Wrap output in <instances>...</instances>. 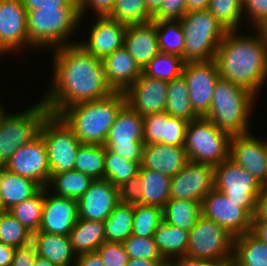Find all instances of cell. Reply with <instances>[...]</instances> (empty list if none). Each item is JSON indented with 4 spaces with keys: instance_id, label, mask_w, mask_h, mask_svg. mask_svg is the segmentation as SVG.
<instances>
[{
    "instance_id": "277c9868",
    "label": "cell",
    "mask_w": 267,
    "mask_h": 266,
    "mask_svg": "<svg viewBox=\"0 0 267 266\" xmlns=\"http://www.w3.org/2000/svg\"><path fill=\"white\" fill-rule=\"evenodd\" d=\"M80 22L79 5L27 11L29 44L34 50L36 48L42 50L45 47L51 48L52 46V49H56L61 46L75 44L76 41L73 42L68 38L77 30Z\"/></svg>"
},
{
    "instance_id": "ac0fdd59",
    "label": "cell",
    "mask_w": 267,
    "mask_h": 266,
    "mask_svg": "<svg viewBox=\"0 0 267 266\" xmlns=\"http://www.w3.org/2000/svg\"><path fill=\"white\" fill-rule=\"evenodd\" d=\"M229 158L267 186V141L249 133L231 135Z\"/></svg>"
},
{
    "instance_id": "484cf974",
    "label": "cell",
    "mask_w": 267,
    "mask_h": 266,
    "mask_svg": "<svg viewBox=\"0 0 267 266\" xmlns=\"http://www.w3.org/2000/svg\"><path fill=\"white\" fill-rule=\"evenodd\" d=\"M105 78L113 92H125L141 75L134 58L122 47L102 60Z\"/></svg>"
},
{
    "instance_id": "6f0895ef",
    "label": "cell",
    "mask_w": 267,
    "mask_h": 266,
    "mask_svg": "<svg viewBox=\"0 0 267 266\" xmlns=\"http://www.w3.org/2000/svg\"><path fill=\"white\" fill-rule=\"evenodd\" d=\"M215 263L208 260L190 258L188 256H180L172 259L168 266H213Z\"/></svg>"
},
{
    "instance_id": "74e56055",
    "label": "cell",
    "mask_w": 267,
    "mask_h": 266,
    "mask_svg": "<svg viewBox=\"0 0 267 266\" xmlns=\"http://www.w3.org/2000/svg\"><path fill=\"white\" fill-rule=\"evenodd\" d=\"M44 201L45 187H42L34 196L14 205L8 212L34 233L39 231Z\"/></svg>"
},
{
    "instance_id": "7bdbcfd3",
    "label": "cell",
    "mask_w": 267,
    "mask_h": 266,
    "mask_svg": "<svg viewBox=\"0 0 267 266\" xmlns=\"http://www.w3.org/2000/svg\"><path fill=\"white\" fill-rule=\"evenodd\" d=\"M163 221V209L151 205H134L132 235L153 237L154 231Z\"/></svg>"
},
{
    "instance_id": "ffe728a7",
    "label": "cell",
    "mask_w": 267,
    "mask_h": 266,
    "mask_svg": "<svg viewBox=\"0 0 267 266\" xmlns=\"http://www.w3.org/2000/svg\"><path fill=\"white\" fill-rule=\"evenodd\" d=\"M77 201L78 218L104 222L119 203L118 187L109 180L95 179Z\"/></svg>"
},
{
    "instance_id": "8992f818",
    "label": "cell",
    "mask_w": 267,
    "mask_h": 266,
    "mask_svg": "<svg viewBox=\"0 0 267 266\" xmlns=\"http://www.w3.org/2000/svg\"><path fill=\"white\" fill-rule=\"evenodd\" d=\"M184 31L183 61L198 62L215 59L227 30L207 10L186 13L181 19Z\"/></svg>"
},
{
    "instance_id": "f546056e",
    "label": "cell",
    "mask_w": 267,
    "mask_h": 266,
    "mask_svg": "<svg viewBox=\"0 0 267 266\" xmlns=\"http://www.w3.org/2000/svg\"><path fill=\"white\" fill-rule=\"evenodd\" d=\"M162 257L169 263L172 259L186 256L189 232L162 221L153 234Z\"/></svg>"
},
{
    "instance_id": "30bf717a",
    "label": "cell",
    "mask_w": 267,
    "mask_h": 266,
    "mask_svg": "<svg viewBox=\"0 0 267 266\" xmlns=\"http://www.w3.org/2000/svg\"><path fill=\"white\" fill-rule=\"evenodd\" d=\"M233 240L223 227L202 214L189 232L186 256L221 263L232 259Z\"/></svg>"
},
{
    "instance_id": "7dc6e473",
    "label": "cell",
    "mask_w": 267,
    "mask_h": 266,
    "mask_svg": "<svg viewBox=\"0 0 267 266\" xmlns=\"http://www.w3.org/2000/svg\"><path fill=\"white\" fill-rule=\"evenodd\" d=\"M96 251L104 266H126L130 260L122 242L105 241Z\"/></svg>"
},
{
    "instance_id": "8fae6325",
    "label": "cell",
    "mask_w": 267,
    "mask_h": 266,
    "mask_svg": "<svg viewBox=\"0 0 267 266\" xmlns=\"http://www.w3.org/2000/svg\"><path fill=\"white\" fill-rule=\"evenodd\" d=\"M213 169L214 188L228 200L239 203L253 217L263 185L229 157Z\"/></svg>"
},
{
    "instance_id": "f6af8a7d",
    "label": "cell",
    "mask_w": 267,
    "mask_h": 266,
    "mask_svg": "<svg viewBox=\"0 0 267 266\" xmlns=\"http://www.w3.org/2000/svg\"><path fill=\"white\" fill-rule=\"evenodd\" d=\"M208 10L227 31H237L242 19V0H210Z\"/></svg>"
},
{
    "instance_id": "91938a15",
    "label": "cell",
    "mask_w": 267,
    "mask_h": 266,
    "mask_svg": "<svg viewBox=\"0 0 267 266\" xmlns=\"http://www.w3.org/2000/svg\"><path fill=\"white\" fill-rule=\"evenodd\" d=\"M16 248L0 243V266H10Z\"/></svg>"
},
{
    "instance_id": "6125c7cd",
    "label": "cell",
    "mask_w": 267,
    "mask_h": 266,
    "mask_svg": "<svg viewBox=\"0 0 267 266\" xmlns=\"http://www.w3.org/2000/svg\"><path fill=\"white\" fill-rule=\"evenodd\" d=\"M210 0H186L187 13L207 10Z\"/></svg>"
},
{
    "instance_id": "816d5d0a",
    "label": "cell",
    "mask_w": 267,
    "mask_h": 266,
    "mask_svg": "<svg viewBox=\"0 0 267 266\" xmlns=\"http://www.w3.org/2000/svg\"><path fill=\"white\" fill-rule=\"evenodd\" d=\"M116 0H79V13L82 18L85 11L89 9L94 10V14L98 17L109 16L113 9ZM92 7V8H91Z\"/></svg>"
},
{
    "instance_id": "5b68a950",
    "label": "cell",
    "mask_w": 267,
    "mask_h": 266,
    "mask_svg": "<svg viewBox=\"0 0 267 266\" xmlns=\"http://www.w3.org/2000/svg\"><path fill=\"white\" fill-rule=\"evenodd\" d=\"M255 98L249 90L220 78L209 112L204 117L230 135L249 133Z\"/></svg>"
},
{
    "instance_id": "f1b7e54d",
    "label": "cell",
    "mask_w": 267,
    "mask_h": 266,
    "mask_svg": "<svg viewBox=\"0 0 267 266\" xmlns=\"http://www.w3.org/2000/svg\"><path fill=\"white\" fill-rule=\"evenodd\" d=\"M69 237L76 255L94 252L106 241L104 222L78 218Z\"/></svg>"
},
{
    "instance_id": "3957f363",
    "label": "cell",
    "mask_w": 267,
    "mask_h": 266,
    "mask_svg": "<svg viewBox=\"0 0 267 266\" xmlns=\"http://www.w3.org/2000/svg\"><path fill=\"white\" fill-rule=\"evenodd\" d=\"M125 104L124 93L113 92L102 99L72 105L58 116L81 144L104 145L118 112Z\"/></svg>"
},
{
    "instance_id": "003e7915",
    "label": "cell",
    "mask_w": 267,
    "mask_h": 266,
    "mask_svg": "<svg viewBox=\"0 0 267 266\" xmlns=\"http://www.w3.org/2000/svg\"><path fill=\"white\" fill-rule=\"evenodd\" d=\"M6 210L3 207V202H2V198H1V194H0V213L5 212Z\"/></svg>"
},
{
    "instance_id": "4316f807",
    "label": "cell",
    "mask_w": 267,
    "mask_h": 266,
    "mask_svg": "<svg viewBox=\"0 0 267 266\" xmlns=\"http://www.w3.org/2000/svg\"><path fill=\"white\" fill-rule=\"evenodd\" d=\"M32 243L37 255L53 265L74 266L77 255L73 251L69 236L37 231L32 233Z\"/></svg>"
},
{
    "instance_id": "be15d7a7",
    "label": "cell",
    "mask_w": 267,
    "mask_h": 266,
    "mask_svg": "<svg viewBox=\"0 0 267 266\" xmlns=\"http://www.w3.org/2000/svg\"><path fill=\"white\" fill-rule=\"evenodd\" d=\"M164 0H146L148 12L154 16L160 9Z\"/></svg>"
},
{
    "instance_id": "603a6c76",
    "label": "cell",
    "mask_w": 267,
    "mask_h": 266,
    "mask_svg": "<svg viewBox=\"0 0 267 266\" xmlns=\"http://www.w3.org/2000/svg\"><path fill=\"white\" fill-rule=\"evenodd\" d=\"M188 122L171 117L167 112L149 114L143 117L144 144H169L184 146Z\"/></svg>"
},
{
    "instance_id": "d590c367",
    "label": "cell",
    "mask_w": 267,
    "mask_h": 266,
    "mask_svg": "<svg viewBox=\"0 0 267 266\" xmlns=\"http://www.w3.org/2000/svg\"><path fill=\"white\" fill-rule=\"evenodd\" d=\"M134 205L119 202L104 221L105 238L108 242H124L132 235Z\"/></svg>"
},
{
    "instance_id": "d6986e66",
    "label": "cell",
    "mask_w": 267,
    "mask_h": 266,
    "mask_svg": "<svg viewBox=\"0 0 267 266\" xmlns=\"http://www.w3.org/2000/svg\"><path fill=\"white\" fill-rule=\"evenodd\" d=\"M168 82L143 73L124 92L126 104L142 117L165 112Z\"/></svg>"
},
{
    "instance_id": "ee69618b",
    "label": "cell",
    "mask_w": 267,
    "mask_h": 266,
    "mask_svg": "<svg viewBox=\"0 0 267 266\" xmlns=\"http://www.w3.org/2000/svg\"><path fill=\"white\" fill-rule=\"evenodd\" d=\"M32 242V232L19 223L8 211L0 213V243L13 248Z\"/></svg>"
},
{
    "instance_id": "4fadbf2b",
    "label": "cell",
    "mask_w": 267,
    "mask_h": 266,
    "mask_svg": "<svg viewBox=\"0 0 267 266\" xmlns=\"http://www.w3.org/2000/svg\"><path fill=\"white\" fill-rule=\"evenodd\" d=\"M182 76L189 89L194 112L204 117L209 112L215 86L221 78L215 59L185 63Z\"/></svg>"
},
{
    "instance_id": "1f68e13d",
    "label": "cell",
    "mask_w": 267,
    "mask_h": 266,
    "mask_svg": "<svg viewBox=\"0 0 267 266\" xmlns=\"http://www.w3.org/2000/svg\"><path fill=\"white\" fill-rule=\"evenodd\" d=\"M142 181V205L157 206L163 209L170 199L171 177L154 170L139 168Z\"/></svg>"
},
{
    "instance_id": "c3c4849f",
    "label": "cell",
    "mask_w": 267,
    "mask_h": 266,
    "mask_svg": "<svg viewBox=\"0 0 267 266\" xmlns=\"http://www.w3.org/2000/svg\"><path fill=\"white\" fill-rule=\"evenodd\" d=\"M142 191V181L138 173L118 187L119 202L139 205L142 203Z\"/></svg>"
},
{
    "instance_id": "9a60e30c",
    "label": "cell",
    "mask_w": 267,
    "mask_h": 266,
    "mask_svg": "<svg viewBox=\"0 0 267 266\" xmlns=\"http://www.w3.org/2000/svg\"><path fill=\"white\" fill-rule=\"evenodd\" d=\"M3 167L9 172L32 179L41 187H47L51 173L42 136L39 134L18 148Z\"/></svg>"
},
{
    "instance_id": "d6a6232c",
    "label": "cell",
    "mask_w": 267,
    "mask_h": 266,
    "mask_svg": "<svg viewBox=\"0 0 267 266\" xmlns=\"http://www.w3.org/2000/svg\"><path fill=\"white\" fill-rule=\"evenodd\" d=\"M201 215V202L169 199L163 207V221L190 232Z\"/></svg>"
},
{
    "instance_id": "9f6ffc18",
    "label": "cell",
    "mask_w": 267,
    "mask_h": 266,
    "mask_svg": "<svg viewBox=\"0 0 267 266\" xmlns=\"http://www.w3.org/2000/svg\"><path fill=\"white\" fill-rule=\"evenodd\" d=\"M252 220H267V186H263L257 197L256 211Z\"/></svg>"
},
{
    "instance_id": "a7ac6f4b",
    "label": "cell",
    "mask_w": 267,
    "mask_h": 266,
    "mask_svg": "<svg viewBox=\"0 0 267 266\" xmlns=\"http://www.w3.org/2000/svg\"><path fill=\"white\" fill-rule=\"evenodd\" d=\"M261 30L263 31V33L265 34V36L267 38V23L265 24V26Z\"/></svg>"
},
{
    "instance_id": "11a10c76",
    "label": "cell",
    "mask_w": 267,
    "mask_h": 266,
    "mask_svg": "<svg viewBox=\"0 0 267 266\" xmlns=\"http://www.w3.org/2000/svg\"><path fill=\"white\" fill-rule=\"evenodd\" d=\"M74 266H104L97 251L77 255Z\"/></svg>"
},
{
    "instance_id": "f35d334b",
    "label": "cell",
    "mask_w": 267,
    "mask_h": 266,
    "mask_svg": "<svg viewBox=\"0 0 267 266\" xmlns=\"http://www.w3.org/2000/svg\"><path fill=\"white\" fill-rule=\"evenodd\" d=\"M106 147L82 144L77 151L75 170L95 179H104Z\"/></svg>"
},
{
    "instance_id": "b9f144b4",
    "label": "cell",
    "mask_w": 267,
    "mask_h": 266,
    "mask_svg": "<svg viewBox=\"0 0 267 266\" xmlns=\"http://www.w3.org/2000/svg\"><path fill=\"white\" fill-rule=\"evenodd\" d=\"M140 165L137 162L120 157L106 148L104 179L120 187L131 177L138 174Z\"/></svg>"
},
{
    "instance_id": "7402d4cb",
    "label": "cell",
    "mask_w": 267,
    "mask_h": 266,
    "mask_svg": "<svg viewBox=\"0 0 267 266\" xmlns=\"http://www.w3.org/2000/svg\"><path fill=\"white\" fill-rule=\"evenodd\" d=\"M93 23L89 39L78 42L88 53L103 60L109 54L124 47L127 25L113 20L108 16L98 17Z\"/></svg>"
},
{
    "instance_id": "cb8c5ba5",
    "label": "cell",
    "mask_w": 267,
    "mask_h": 266,
    "mask_svg": "<svg viewBox=\"0 0 267 266\" xmlns=\"http://www.w3.org/2000/svg\"><path fill=\"white\" fill-rule=\"evenodd\" d=\"M124 48L134 58L141 70L158 54L156 20L127 25Z\"/></svg>"
},
{
    "instance_id": "52a82bcc",
    "label": "cell",
    "mask_w": 267,
    "mask_h": 266,
    "mask_svg": "<svg viewBox=\"0 0 267 266\" xmlns=\"http://www.w3.org/2000/svg\"><path fill=\"white\" fill-rule=\"evenodd\" d=\"M231 135L205 117L188 122L184 148L188 161L217 166L229 157Z\"/></svg>"
},
{
    "instance_id": "89a4df30",
    "label": "cell",
    "mask_w": 267,
    "mask_h": 266,
    "mask_svg": "<svg viewBox=\"0 0 267 266\" xmlns=\"http://www.w3.org/2000/svg\"><path fill=\"white\" fill-rule=\"evenodd\" d=\"M231 266H238L237 264H235L233 259H231Z\"/></svg>"
},
{
    "instance_id": "7c38bea8",
    "label": "cell",
    "mask_w": 267,
    "mask_h": 266,
    "mask_svg": "<svg viewBox=\"0 0 267 266\" xmlns=\"http://www.w3.org/2000/svg\"><path fill=\"white\" fill-rule=\"evenodd\" d=\"M104 146L140 165L144 146L143 117L125 104L118 112Z\"/></svg>"
},
{
    "instance_id": "e7e4bbea",
    "label": "cell",
    "mask_w": 267,
    "mask_h": 266,
    "mask_svg": "<svg viewBox=\"0 0 267 266\" xmlns=\"http://www.w3.org/2000/svg\"><path fill=\"white\" fill-rule=\"evenodd\" d=\"M34 266H55V265L50 263L47 259L37 256L35 259Z\"/></svg>"
},
{
    "instance_id": "bcb514c9",
    "label": "cell",
    "mask_w": 267,
    "mask_h": 266,
    "mask_svg": "<svg viewBox=\"0 0 267 266\" xmlns=\"http://www.w3.org/2000/svg\"><path fill=\"white\" fill-rule=\"evenodd\" d=\"M123 245L130 259L165 260L153 237L142 238L131 235L123 242Z\"/></svg>"
},
{
    "instance_id": "e0dca14e",
    "label": "cell",
    "mask_w": 267,
    "mask_h": 266,
    "mask_svg": "<svg viewBox=\"0 0 267 266\" xmlns=\"http://www.w3.org/2000/svg\"><path fill=\"white\" fill-rule=\"evenodd\" d=\"M24 47L33 48L28 41L27 11L22 1L0 0V54Z\"/></svg>"
},
{
    "instance_id": "f907efd6",
    "label": "cell",
    "mask_w": 267,
    "mask_h": 266,
    "mask_svg": "<svg viewBox=\"0 0 267 266\" xmlns=\"http://www.w3.org/2000/svg\"><path fill=\"white\" fill-rule=\"evenodd\" d=\"M186 13V0H164L153 20H180Z\"/></svg>"
},
{
    "instance_id": "680465c9",
    "label": "cell",
    "mask_w": 267,
    "mask_h": 266,
    "mask_svg": "<svg viewBox=\"0 0 267 266\" xmlns=\"http://www.w3.org/2000/svg\"><path fill=\"white\" fill-rule=\"evenodd\" d=\"M251 232L267 243V220H252Z\"/></svg>"
},
{
    "instance_id": "db71d44e",
    "label": "cell",
    "mask_w": 267,
    "mask_h": 266,
    "mask_svg": "<svg viewBox=\"0 0 267 266\" xmlns=\"http://www.w3.org/2000/svg\"><path fill=\"white\" fill-rule=\"evenodd\" d=\"M26 11L49 7L79 5V0H21Z\"/></svg>"
},
{
    "instance_id": "8d00e7d4",
    "label": "cell",
    "mask_w": 267,
    "mask_h": 266,
    "mask_svg": "<svg viewBox=\"0 0 267 266\" xmlns=\"http://www.w3.org/2000/svg\"><path fill=\"white\" fill-rule=\"evenodd\" d=\"M156 33L161 53L177 55L183 59L185 38L180 20H157Z\"/></svg>"
},
{
    "instance_id": "6da1fadb",
    "label": "cell",
    "mask_w": 267,
    "mask_h": 266,
    "mask_svg": "<svg viewBox=\"0 0 267 266\" xmlns=\"http://www.w3.org/2000/svg\"><path fill=\"white\" fill-rule=\"evenodd\" d=\"M53 56L52 86L42 99L50 114L58 116L72 105L113 93L107 84L102 60L78 43L54 49Z\"/></svg>"
},
{
    "instance_id": "03108f58",
    "label": "cell",
    "mask_w": 267,
    "mask_h": 266,
    "mask_svg": "<svg viewBox=\"0 0 267 266\" xmlns=\"http://www.w3.org/2000/svg\"><path fill=\"white\" fill-rule=\"evenodd\" d=\"M213 266H231V259L221 263H215Z\"/></svg>"
},
{
    "instance_id": "2e32d148",
    "label": "cell",
    "mask_w": 267,
    "mask_h": 266,
    "mask_svg": "<svg viewBox=\"0 0 267 266\" xmlns=\"http://www.w3.org/2000/svg\"><path fill=\"white\" fill-rule=\"evenodd\" d=\"M214 188L213 166L188 161L170 182V199L202 202Z\"/></svg>"
},
{
    "instance_id": "ba28073f",
    "label": "cell",
    "mask_w": 267,
    "mask_h": 266,
    "mask_svg": "<svg viewBox=\"0 0 267 266\" xmlns=\"http://www.w3.org/2000/svg\"><path fill=\"white\" fill-rule=\"evenodd\" d=\"M49 110L41 100L26 111L16 114L0 110V167H3L15 151L39 135L40 127Z\"/></svg>"
},
{
    "instance_id": "9c48e42d",
    "label": "cell",
    "mask_w": 267,
    "mask_h": 266,
    "mask_svg": "<svg viewBox=\"0 0 267 266\" xmlns=\"http://www.w3.org/2000/svg\"><path fill=\"white\" fill-rule=\"evenodd\" d=\"M39 134L44 140L51 175L75 170L77 151L82 144L67 124L59 116L49 114Z\"/></svg>"
},
{
    "instance_id": "5bb4252c",
    "label": "cell",
    "mask_w": 267,
    "mask_h": 266,
    "mask_svg": "<svg viewBox=\"0 0 267 266\" xmlns=\"http://www.w3.org/2000/svg\"><path fill=\"white\" fill-rule=\"evenodd\" d=\"M201 214L223 227L234 238L251 231L252 216L213 188L201 202Z\"/></svg>"
},
{
    "instance_id": "83f0119b",
    "label": "cell",
    "mask_w": 267,
    "mask_h": 266,
    "mask_svg": "<svg viewBox=\"0 0 267 266\" xmlns=\"http://www.w3.org/2000/svg\"><path fill=\"white\" fill-rule=\"evenodd\" d=\"M42 187L30 178L9 172L0 167V194L6 211L14 205L31 198Z\"/></svg>"
},
{
    "instance_id": "ab89813d",
    "label": "cell",
    "mask_w": 267,
    "mask_h": 266,
    "mask_svg": "<svg viewBox=\"0 0 267 266\" xmlns=\"http://www.w3.org/2000/svg\"><path fill=\"white\" fill-rule=\"evenodd\" d=\"M184 64L181 57L160 52L144 67L142 73L168 82L182 75Z\"/></svg>"
},
{
    "instance_id": "836d02e7",
    "label": "cell",
    "mask_w": 267,
    "mask_h": 266,
    "mask_svg": "<svg viewBox=\"0 0 267 266\" xmlns=\"http://www.w3.org/2000/svg\"><path fill=\"white\" fill-rule=\"evenodd\" d=\"M167 95L165 112L171 117L181 118L187 122L199 118L191 106L189 89L182 75L168 81Z\"/></svg>"
},
{
    "instance_id": "94428289",
    "label": "cell",
    "mask_w": 267,
    "mask_h": 266,
    "mask_svg": "<svg viewBox=\"0 0 267 266\" xmlns=\"http://www.w3.org/2000/svg\"><path fill=\"white\" fill-rule=\"evenodd\" d=\"M126 266H168L166 260L130 259Z\"/></svg>"
},
{
    "instance_id": "d4e9b609",
    "label": "cell",
    "mask_w": 267,
    "mask_h": 266,
    "mask_svg": "<svg viewBox=\"0 0 267 266\" xmlns=\"http://www.w3.org/2000/svg\"><path fill=\"white\" fill-rule=\"evenodd\" d=\"M188 158L183 146L155 143L144 144L140 168L164 173L174 177L182 170Z\"/></svg>"
},
{
    "instance_id": "681fc988",
    "label": "cell",
    "mask_w": 267,
    "mask_h": 266,
    "mask_svg": "<svg viewBox=\"0 0 267 266\" xmlns=\"http://www.w3.org/2000/svg\"><path fill=\"white\" fill-rule=\"evenodd\" d=\"M242 11L249 15L255 30L267 23V0H242Z\"/></svg>"
},
{
    "instance_id": "44dd1931",
    "label": "cell",
    "mask_w": 267,
    "mask_h": 266,
    "mask_svg": "<svg viewBox=\"0 0 267 266\" xmlns=\"http://www.w3.org/2000/svg\"><path fill=\"white\" fill-rule=\"evenodd\" d=\"M45 187L40 232L69 236L78 220V201L49 193Z\"/></svg>"
},
{
    "instance_id": "f5cc1de1",
    "label": "cell",
    "mask_w": 267,
    "mask_h": 266,
    "mask_svg": "<svg viewBox=\"0 0 267 266\" xmlns=\"http://www.w3.org/2000/svg\"><path fill=\"white\" fill-rule=\"evenodd\" d=\"M37 256L36 248L32 242L27 245L17 247L10 266H34Z\"/></svg>"
},
{
    "instance_id": "60d3db41",
    "label": "cell",
    "mask_w": 267,
    "mask_h": 266,
    "mask_svg": "<svg viewBox=\"0 0 267 266\" xmlns=\"http://www.w3.org/2000/svg\"><path fill=\"white\" fill-rule=\"evenodd\" d=\"M108 17L126 25L153 21L146 0H116Z\"/></svg>"
},
{
    "instance_id": "e575fe53",
    "label": "cell",
    "mask_w": 267,
    "mask_h": 266,
    "mask_svg": "<svg viewBox=\"0 0 267 266\" xmlns=\"http://www.w3.org/2000/svg\"><path fill=\"white\" fill-rule=\"evenodd\" d=\"M94 179L76 170L52 174L47 189L53 188L54 195L78 200L91 186Z\"/></svg>"
},
{
    "instance_id": "7a4b0ae2",
    "label": "cell",
    "mask_w": 267,
    "mask_h": 266,
    "mask_svg": "<svg viewBox=\"0 0 267 266\" xmlns=\"http://www.w3.org/2000/svg\"><path fill=\"white\" fill-rule=\"evenodd\" d=\"M257 35H238L227 31L216 52L215 61L222 79L239 85L257 96L267 80V38L261 29Z\"/></svg>"
},
{
    "instance_id": "4dcf8cb0",
    "label": "cell",
    "mask_w": 267,
    "mask_h": 266,
    "mask_svg": "<svg viewBox=\"0 0 267 266\" xmlns=\"http://www.w3.org/2000/svg\"><path fill=\"white\" fill-rule=\"evenodd\" d=\"M238 266H267V243L251 231L233 240V257Z\"/></svg>"
}]
</instances>
